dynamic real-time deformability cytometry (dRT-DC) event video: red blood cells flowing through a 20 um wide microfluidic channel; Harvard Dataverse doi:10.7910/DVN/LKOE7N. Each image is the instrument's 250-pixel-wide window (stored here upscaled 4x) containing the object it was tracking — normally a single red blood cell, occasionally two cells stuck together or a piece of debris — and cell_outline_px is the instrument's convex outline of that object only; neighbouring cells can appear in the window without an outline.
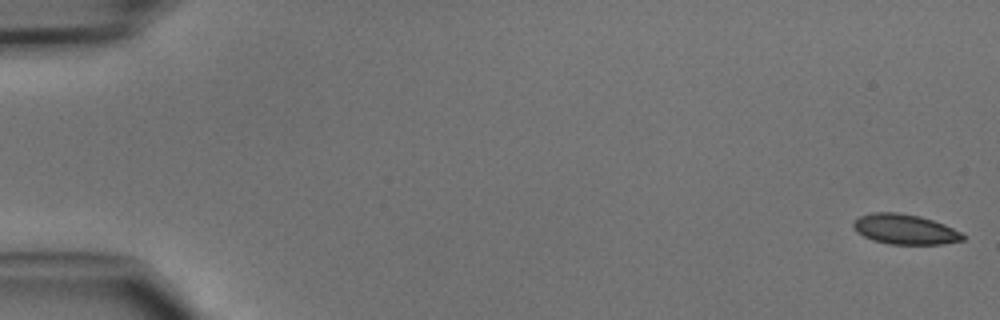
{"species": "common noctule bat (a hibernating species)", "species_latin": "Nyctalus noctula", "temperature_condition": "cold", "stored_images_in_passage": 14, "camera_frame_rate_fps": 3000, "um_per_image_px": 0.085, "animal": {"sex": "male", "body_mass_g": 15.6}, "frame": {"image": 1, "passage_image": 1, "time_ms": 0.0, "image_size_px": [1000, 320], "cell_outline_px": [[964, 240], [944, 244], [888, 244], [872, 240], [856, 232], [852, 224], [852, 220], [860, 216], [872, 212], [896, 212], [920, 216], [944, 224], [960, 232], [964, 236]], "centroid_in_image_um": [76.88, 19.49], "position_along_channel_um": 8.1, "area_um2": 19.25}}
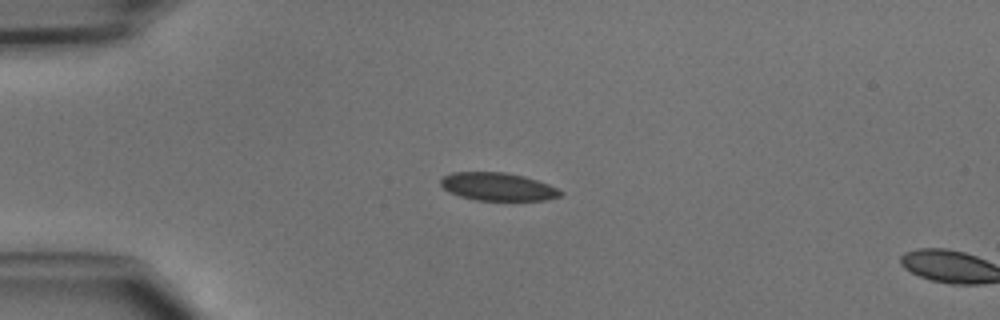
{"frame": {"image": 2, "passage_image": 12, "time_ms": 3.667, "image_size_px": [1000, 320], "cell_outline_px": [[564, 192], [560, 196], [544, 200], [476, 200], [460, 196], [448, 192], [440, 184], [440, 180], [444, 176], [452, 172], [504, 172], [524, 176], [548, 184]], "centroid_in_image_um": [42.29, 15.86], "position_along_channel_um": 42.7, "area_um2": 19.42}}